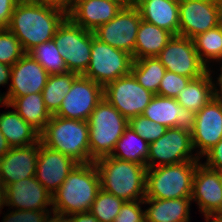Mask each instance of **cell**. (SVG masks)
Listing matches in <instances>:
<instances>
[{
    "label": "cell",
    "instance_id": "43",
    "mask_svg": "<svg viewBox=\"0 0 222 222\" xmlns=\"http://www.w3.org/2000/svg\"><path fill=\"white\" fill-rule=\"evenodd\" d=\"M65 217L67 218L68 222H100L90 212L74 213Z\"/></svg>",
    "mask_w": 222,
    "mask_h": 222
},
{
    "label": "cell",
    "instance_id": "1",
    "mask_svg": "<svg viewBox=\"0 0 222 222\" xmlns=\"http://www.w3.org/2000/svg\"><path fill=\"white\" fill-rule=\"evenodd\" d=\"M66 17L62 11L35 0H20L7 29L18 38L28 53L35 46L53 40L58 26Z\"/></svg>",
    "mask_w": 222,
    "mask_h": 222
},
{
    "label": "cell",
    "instance_id": "31",
    "mask_svg": "<svg viewBox=\"0 0 222 222\" xmlns=\"http://www.w3.org/2000/svg\"><path fill=\"white\" fill-rule=\"evenodd\" d=\"M165 72L166 68L157 57L134 60L131 68V73L137 82L154 94L158 93L159 85Z\"/></svg>",
    "mask_w": 222,
    "mask_h": 222
},
{
    "label": "cell",
    "instance_id": "48",
    "mask_svg": "<svg viewBox=\"0 0 222 222\" xmlns=\"http://www.w3.org/2000/svg\"><path fill=\"white\" fill-rule=\"evenodd\" d=\"M206 222H222V211L204 215ZM211 217L213 220L210 221Z\"/></svg>",
    "mask_w": 222,
    "mask_h": 222
},
{
    "label": "cell",
    "instance_id": "18",
    "mask_svg": "<svg viewBox=\"0 0 222 222\" xmlns=\"http://www.w3.org/2000/svg\"><path fill=\"white\" fill-rule=\"evenodd\" d=\"M191 201H197L204 215L222 211L221 172L199 163L193 177Z\"/></svg>",
    "mask_w": 222,
    "mask_h": 222
},
{
    "label": "cell",
    "instance_id": "33",
    "mask_svg": "<svg viewBox=\"0 0 222 222\" xmlns=\"http://www.w3.org/2000/svg\"><path fill=\"white\" fill-rule=\"evenodd\" d=\"M28 54H30L50 75L69 72L54 40L35 46Z\"/></svg>",
    "mask_w": 222,
    "mask_h": 222
},
{
    "label": "cell",
    "instance_id": "3",
    "mask_svg": "<svg viewBox=\"0 0 222 222\" xmlns=\"http://www.w3.org/2000/svg\"><path fill=\"white\" fill-rule=\"evenodd\" d=\"M101 189L124 201L144 200L146 165L105 156L94 161Z\"/></svg>",
    "mask_w": 222,
    "mask_h": 222
},
{
    "label": "cell",
    "instance_id": "9",
    "mask_svg": "<svg viewBox=\"0 0 222 222\" xmlns=\"http://www.w3.org/2000/svg\"><path fill=\"white\" fill-rule=\"evenodd\" d=\"M193 150L189 131L177 127L168 128L158 140L149 143L147 168L186 161H200L197 155H193Z\"/></svg>",
    "mask_w": 222,
    "mask_h": 222
},
{
    "label": "cell",
    "instance_id": "37",
    "mask_svg": "<svg viewBox=\"0 0 222 222\" xmlns=\"http://www.w3.org/2000/svg\"><path fill=\"white\" fill-rule=\"evenodd\" d=\"M191 78L184 77L174 72L166 70L162 78L157 95L163 97L176 98L180 91L186 87Z\"/></svg>",
    "mask_w": 222,
    "mask_h": 222
},
{
    "label": "cell",
    "instance_id": "14",
    "mask_svg": "<svg viewBox=\"0 0 222 222\" xmlns=\"http://www.w3.org/2000/svg\"><path fill=\"white\" fill-rule=\"evenodd\" d=\"M140 22V12L136 6L121 8L112 20L99 26L93 33L100 41L133 57Z\"/></svg>",
    "mask_w": 222,
    "mask_h": 222
},
{
    "label": "cell",
    "instance_id": "41",
    "mask_svg": "<svg viewBox=\"0 0 222 222\" xmlns=\"http://www.w3.org/2000/svg\"><path fill=\"white\" fill-rule=\"evenodd\" d=\"M20 0H0V29L9 26L13 11Z\"/></svg>",
    "mask_w": 222,
    "mask_h": 222
},
{
    "label": "cell",
    "instance_id": "39",
    "mask_svg": "<svg viewBox=\"0 0 222 222\" xmlns=\"http://www.w3.org/2000/svg\"><path fill=\"white\" fill-rule=\"evenodd\" d=\"M51 210H15L7 213L2 222H46ZM50 213V214H49Z\"/></svg>",
    "mask_w": 222,
    "mask_h": 222
},
{
    "label": "cell",
    "instance_id": "10",
    "mask_svg": "<svg viewBox=\"0 0 222 222\" xmlns=\"http://www.w3.org/2000/svg\"><path fill=\"white\" fill-rule=\"evenodd\" d=\"M154 95L143 88L132 73L104 87V98L128 120L141 115Z\"/></svg>",
    "mask_w": 222,
    "mask_h": 222
},
{
    "label": "cell",
    "instance_id": "2",
    "mask_svg": "<svg viewBox=\"0 0 222 222\" xmlns=\"http://www.w3.org/2000/svg\"><path fill=\"white\" fill-rule=\"evenodd\" d=\"M100 189L99 174L94 162L78 163L52 194V213L68 216L89 212Z\"/></svg>",
    "mask_w": 222,
    "mask_h": 222
},
{
    "label": "cell",
    "instance_id": "28",
    "mask_svg": "<svg viewBox=\"0 0 222 222\" xmlns=\"http://www.w3.org/2000/svg\"><path fill=\"white\" fill-rule=\"evenodd\" d=\"M211 72L208 66L204 75L191 79L180 91L176 100L182 107L197 113L212 99Z\"/></svg>",
    "mask_w": 222,
    "mask_h": 222
},
{
    "label": "cell",
    "instance_id": "16",
    "mask_svg": "<svg viewBox=\"0 0 222 222\" xmlns=\"http://www.w3.org/2000/svg\"><path fill=\"white\" fill-rule=\"evenodd\" d=\"M191 137L193 148H199L196 152L199 159L222 139V104L220 102L211 99L196 113Z\"/></svg>",
    "mask_w": 222,
    "mask_h": 222
},
{
    "label": "cell",
    "instance_id": "5",
    "mask_svg": "<svg viewBox=\"0 0 222 222\" xmlns=\"http://www.w3.org/2000/svg\"><path fill=\"white\" fill-rule=\"evenodd\" d=\"M87 122L90 159L93 162L101 157L110 156L116 142L129 126V120L105 98L95 107Z\"/></svg>",
    "mask_w": 222,
    "mask_h": 222
},
{
    "label": "cell",
    "instance_id": "27",
    "mask_svg": "<svg viewBox=\"0 0 222 222\" xmlns=\"http://www.w3.org/2000/svg\"><path fill=\"white\" fill-rule=\"evenodd\" d=\"M0 131L11 148L40 141V133L14 110L0 114Z\"/></svg>",
    "mask_w": 222,
    "mask_h": 222
},
{
    "label": "cell",
    "instance_id": "7",
    "mask_svg": "<svg viewBox=\"0 0 222 222\" xmlns=\"http://www.w3.org/2000/svg\"><path fill=\"white\" fill-rule=\"evenodd\" d=\"M133 61L132 55L100 41L91 31V58L83 75L105 87L130 74Z\"/></svg>",
    "mask_w": 222,
    "mask_h": 222
},
{
    "label": "cell",
    "instance_id": "42",
    "mask_svg": "<svg viewBox=\"0 0 222 222\" xmlns=\"http://www.w3.org/2000/svg\"><path fill=\"white\" fill-rule=\"evenodd\" d=\"M40 4L62 11L69 15L74 8L76 0H35Z\"/></svg>",
    "mask_w": 222,
    "mask_h": 222
},
{
    "label": "cell",
    "instance_id": "26",
    "mask_svg": "<svg viewBox=\"0 0 222 222\" xmlns=\"http://www.w3.org/2000/svg\"><path fill=\"white\" fill-rule=\"evenodd\" d=\"M173 36L167 30L141 19L133 59L157 57Z\"/></svg>",
    "mask_w": 222,
    "mask_h": 222
},
{
    "label": "cell",
    "instance_id": "23",
    "mask_svg": "<svg viewBox=\"0 0 222 222\" xmlns=\"http://www.w3.org/2000/svg\"><path fill=\"white\" fill-rule=\"evenodd\" d=\"M141 19L179 35V2L175 0H136Z\"/></svg>",
    "mask_w": 222,
    "mask_h": 222
},
{
    "label": "cell",
    "instance_id": "13",
    "mask_svg": "<svg viewBox=\"0 0 222 222\" xmlns=\"http://www.w3.org/2000/svg\"><path fill=\"white\" fill-rule=\"evenodd\" d=\"M157 59L166 70L191 79L207 72V66L201 61L193 40L188 37L173 36Z\"/></svg>",
    "mask_w": 222,
    "mask_h": 222
},
{
    "label": "cell",
    "instance_id": "11",
    "mask_svg": "<svg viewBox=\"0 0 222 222\" xmlns=\"http://www.w3.org/2000/svg\"><path fill=\"white\" fill-rule=\"evenodd\" d=\"M222 23V0L179 1V36L194 37Z\"/></svg>",
    "mask_w": 222,
    "mask_h": 222
},
{
    "label": "cell",
    "instance_id": "24",
    "mask_svg": "<svg viewBox=\"0 0 222 222\" xmlns=\"http://www.w3.org/2000/svg\"><path fill=\"white\" fill-rule=\"evenodd\" d=\"M145 222H190L191 197L177 199L144 198Z\"/></svg>",
    "mask_w": 222,
    "mask_h": 222
},
{
    "label": "cell",
    "instance_id": "4",
    "mask_svg": "<svg viewBox=\"0 0 222 222\" xmlns=\"http://www.w3.org/2000/svg\"><path fill=\"white\" fill-rule=\"evenodd\" d=\"M40 141L48 148L61 152L77 163H90L89 126L84 120H73L52 115Z\"/></svg>",
    "mask_w": 222,
    "mask_h": 222
},
{
    "label": "cell",
    "instance_id": "40",
    "mask_svg": "<svg viewBox=\"0 0 222 222\" xmlns=\"http://www.w3.org/2000/svg\"><path fill=\"white\" fill-rule=\"evenodd\" d=\"M203 156H207L204 166L222 172V139Z\"/></svg>",
    "mask_w": 222,
    "mask_h": 222
},
{
    "label": "cell",
    "instance_id": "8",
    "mask_svg": "<svg viewBox=\"0 0 222 222\" xmlns=\"http://www.w3.org/2000/svg\"><path fill=\"white\" fill-rule=\"evenodd\" d=\"M53 40L68 71L83 75L91 58V31L76 25L67 16L58 26Z\"/></svg>",
    "mask_w": 222,
    "mask_h": 222
},
{
    "label": "cell",
    "instance_id": "25",
    "mask_svg": "<svg viewBox=\"0 0 222 222\" xmlns=\"http://www.w3.org/2000/svg\"><path fill=\"white\" fill-rule=\"evenodd\" d=\"M1 104L13 107L16 112L34 129L41 133L51 119L50 112L46 109L42 92L27 94L17 98H2Z\"/></svg>",
    "mask_w": 222,
    "mask_h": 222
},
{
    "label": "cell",
    "instance_id": "17",
    "mask_svg": "<svg viewBox=\"0 0 222 222\" xmlns=\"http://www.w3.org/2000/svg\"><path fill=\"white\" fill-rule=\"evenodd\" d=\"M77 164L71 157L48 148L40 141L35 178L53 194Z\"/></svg>",
    "mask_w": 222,
    "mask_h": 222
},
{
    "label": "cell",
    "instance_id": "12",
    "mask_svg": "<svg viewBox=\"0 0 222 222\" xmlns=\"http://www.w3.org/2000/svg\"><path fill=\"white\" fill-rule=\"evenodd\" d=\"M104 98V87L84 75H78L55 116L87 121Z\"/></svg>",
    "mask_w": 222,
    "mask_h": 222
},
{
    "label": "cell",
    "instance_id": "6",
    "mask_svg": "<svg viewBox=\"0 0 222 222\" xmlns=\"http://www.w3.org/2000/svg\"><path fill=\"white\" fill-rule=\"evenodd\" d=\"M199 161H186L146 170V196L155 199L191 197Z\"/></svg>",
    "mask_w": 222,
    "mask_h": 222
},
{
    "label": "cell",
    "instance_id": "15",
    "mask_svg": "<svg viewBox=\"0 0 222 222\" xmlns=\"http://www.w3.org/2000/svg\"><path fill=\"white\" fill-rule=\"evenodd\" d=\"M49 73L28 53L11 67V82L2 98H17L32 93H40L44 89Z\"/></svg>",
    "mask_w": 222,
    "mask_h": 222
},
{
    "label": "cell",
    "instance_id": "46",
    "mask_svg": "<svg viewBox=\"0 0 222 222\" xmlns=\"http://www.w3.org/2000/svg\"><path fill=\"white\" fill-rule=\"evenodd\" d=\"M10 148L11 147L7 143L4 135L0 131V159L9 152Z\"/></svg>",
    "mask_w": 222,
    "mask_h": 222
},
{
    "label": "cell",
    "instance_id": "35",
    "mask_svg": "<svg viewBox=\"0 0 222 222\" xmlns=\"http://www.w3.org/2000/svg\"><path fill=\"white\" fill-rule=\"evenodd\" d=\"M25 54L18 38L7 28L0 29V62L12 67Z\"/></svg>",
    "mask_w": 222,
    "mask_h": 222
},
{
    "label": "cell",
    "instance_id": "20",
    "mask_svg": "<svg viewBox=\"0 0 222 222\" xmlns=\"http://www.w3.org/2000/svg\"><path fill=\"white\" fill-rule=\"evenodd\" d=\"M40 141L29 146L13 147L0 159V179L8 186L35 177Z\"/></svg>",
    "mask_w": 222,
    "mask_h": 222
},
{
    "label": "cell",
    "instance_id": "45",
    "mask_svg": "<svg viewBox=\"0 0 222 222\" xmlns=\"http://www.w3.org/2000/svg\"><path fill=\"white\" fill-rule=\"evenodd\" d=\"M11 78V66L0 62V85L8 84Z\"/></svg>",
    "mask_w": 222,
    "mask_h": 222
},
{
    "label": "cell",
    "instance_id": "50",
    "mask_svg": "<svg viewBox=\"0 0 222 222\" xmlns=\"http://www.w3.org/2000/svg\"><path fill=\"white\" fill-rule=\"evenodd\" d=\"M46 222H68V220L65 216L53 214V217H49Z\"/></svg>",
    "mask_w": 222,
    "mask_h": 222
},
{
    "label": "cell",
    "instance_id": "47",
    "mask_svg": "<svg viewBox=\"0 0 222 222\" xmlns=\"http://www.w3.org/2000/svg\"><path fill=\"white\" fill-rule=\"evenodd\" d=\"M6 205V186L0 179V211Z\"/></svg>",
    "mask_w": 222,
    "mask_h": 222
},
{
    "label": "cell",
    "instance_id": "44",
    "mask_svg": "<svg viewBox=\"0 0 222 222\" xmlns=\"http://www.w3.org/2000/svg\"><path fill=\"white\" fill-rule=\"evenodd\" d=\"M220 75L217 77V84L219 85L218 89L214 82H212V99L220 102L222 104V65L220 67Z\"/></svg>",
    "mask_w": 222,
    "mask_h": 222
},
{
    "label": "cell",
    "instance_id": "49",
    "mask_svg": "<svg viewBox=\"0 0 222 222\" xmlns=\"http://www.w3.org/2000/svg\"><path fill=\"white\" fill-rule=\"evenodd\" d=\"M119 4L122 8L131 7L136 5V0H110Z\"/></svg>",
    "mask_w": 222,
    "mask_h": 222
},
{
    "label": "cell",
    "instance_id": "19",
    "mask_svg": "<svg viewBox=\"0 0 222 222\" xmlns=\"http://www.w3.org/2000/svg\"><path fill=\"white\" fill-rule=\"evenodd\" d=\"M142 115L167 128L177 127L190 133L195 126V112L182 107L176 98L157 94L153 96Z\"/></svg>",
    "mask_w": 222,
    "mask_h": 222
},
{
    "label": "cell",
    "instance_id": "21",
    "mask_svg": "<svg viewBox=\"0 0 222 222\" xmlns=\"http://www.w3.org/2000/svg\"><path fill=\"white\" fill-rule=\"evenodd\" d=\"M50 205L52 194L35 177L6 186V206L16 210H48Z\"/></svg>",
    "mask_w": 222,
    "mask_h": 222
},
{
    "label": "cell",
    "instance_id": "22",
    "mask_svg": "<svg viewBox=\"0 0 222 222\" xmlns=\"http://www.w3.org/2000/svg\"><path fill=\"white\" fill-rule=\"evenodd\" d=\"M121 8L119 4L110 0H76L68 17L76 25L93 32L112 20Z\"/></svg>",
    "mask_w": 222,
    "mask_h": 222
},
{
    "label": "cell",
    "instance_id": "30",
    "mask_svg": "<svg viewBox=\"0 0 222 222\" xmlns=\"http://www.w3.org/2000/svg\"><path fill=\"white\" fill-rule=\"evenodd\" d=\"M77 76L78 74L73 72L49 75L47 83L42 90V95L45 107L51 115H54L58 111Z\"/></svg>",
    "mask_w": 222,
    "mask_h": 222
},
{
    "label": "cell",
    "instance_id": "38",
    "mask_svg": "<svg viewBox=\"0 0 222 222\" xmlns=\"http://www.w3.org/2000/svg\"><path fill=\"white\" fill-rule=\"evenodd\" d=\"M140 204H144L143 200L124 201L113 222H145V211Z\"/></svg>",
    "mask_w": 222,
    "mask_h": 222
},
{
    "label": "cell",
    "instance_id": "36",
    "mask_svg": "<svg viewBox=\"0 0 222 222\" xmlns=\"http://www.w3.org/2000/svg\"><path fill=\"white\" fill-rule=\"evenodd\" d=\"M129 126L148 143L158 140L168 129L166 126L151 121L142 114L131 118Z\"/></svg>",
    "mask_w": 222,
    "mask_h": 222
},
{
    "label": "cell",
    "instance_id": "32",
    "mask_svg": "<svg viewBox=\"0 0 222 222\" xmlns=\"http://www.w3.org/2000/svg\"><path fill=\"white\" fill-rule=\"evenodd\" d=\"M192 40L201 61L207 67L210 60L222 63V23Z\"/></svg>",
    "mask_w": 222,
    "mask_h": 222
},
{
    "label": "cell",
    "instance_id": "29",
    "mask_svg": "<svg viewBox=\"0 0 222 222\" xmlns=\"http://www.w3.org/2000/svg\"><path fill=\"white\" fill-rule=\"evenodd\" d=\"M119 153H118V152ZM149 153V143L138 135L130 126L116 142L111 157L146 165Z\"/></svg>",
    "mask_w": 222,
    "mask_h": 222
},
{
    "label": "cell",
    "instance_id": "34",
    "mask_svg": "<svg viewBox=\"0 0 222 222\" xmlns=\"http://www.w3.org/2000/svg\"><path fill=\"white\" fill-rule=\"evenodd\" d=\"M123 203V199L100 189L89 212L100 222H113Z\"/></svg>",
    "mask_w": 222,
    "mask_h": 222
}]
</instances>
